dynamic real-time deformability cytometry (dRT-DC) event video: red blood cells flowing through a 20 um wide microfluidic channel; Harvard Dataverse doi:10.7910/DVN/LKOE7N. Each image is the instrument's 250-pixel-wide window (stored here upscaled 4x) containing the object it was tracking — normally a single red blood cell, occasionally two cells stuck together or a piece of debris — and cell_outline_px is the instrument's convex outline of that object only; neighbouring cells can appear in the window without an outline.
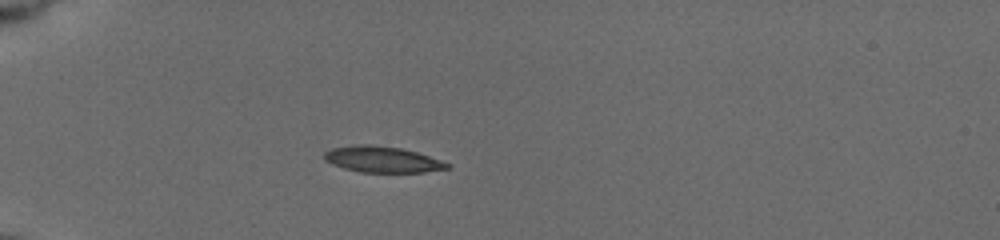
{"species": "common noctule bat (a hibernating species)", "species_latin": "Nyctalus noctula", "temperature_condition": "cold", "stored_images_in_passage": 39, "camera_frame_rate_fps": 3000, "um_per_image_px": 0.085, "animal": {"sex": "female", "body_mass_g": 19.5, "forearm_length_mm": 54.1}, "frame": {"image": 1, "passage_image": 1, "time_ms": 0.0, "image_size_px": [1000, 240], "cell_outline_px": [[452, 164], [448, 168], [424, 172], [360, 172], [344, 168], [332, 164], [324, 160], [324, 152], [332, 148], [352, 144], [372, 144], [400, 148], [416, 152]], "centroid_in_image_um": [32.45, 13.54], "position_along_channel_um": 52.5, "area_um2": 18.67}}
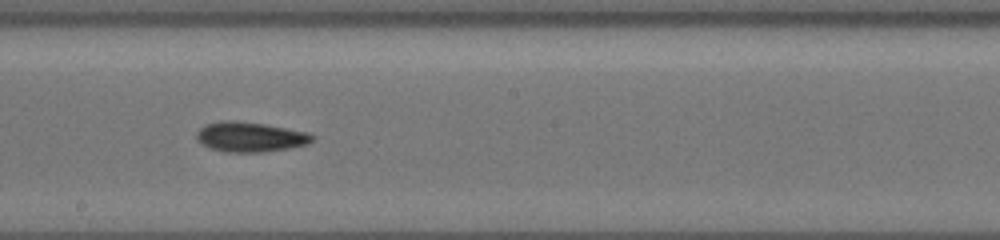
{"frame": {"image": 2, "passage_image": 17, "time_ms": 5.333, "image_size_px": [1000, 240], "cell_outline_px": [[312, 140], [308, 144], [288, 148], [264, 152], [224, 152], [212, 148], [196, 140], [196, 132], [200, 128], [208, 124], [220, 120], [228, 120], [264, 124], [308, 132], [312, 136]], "centroid_in_image_um": [21.24, 11.64], "position_along_channel_um": 227.0, "area_um2": 19.94}}
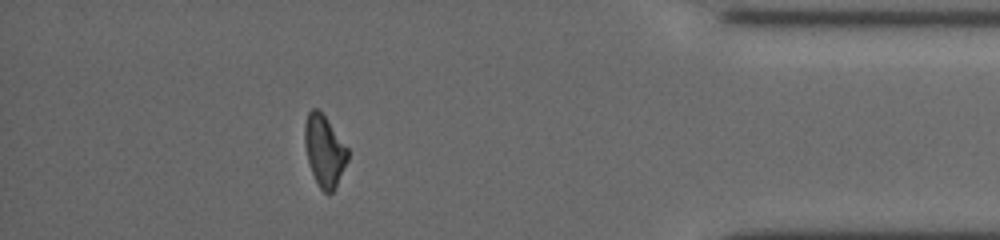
{"frame": {"image": 3, "passage_image": 34, "time_ms": 11.0, "image_size_px": [1000, 240], "cell_outline_px": [[348, 160], [332, 192], [328, 196], [320, 188], [312, 172], [308, 160], [304, 144], [304, 124], [308, 112], [312, 108], [316, 108], [324, 116], [348, 148]], "centroid_in_image_um": [27.55, 12.81], "position_along_channel_um": 407.6, "area_um2": 17.57}, "authors_computed_cell_mechanics": {"area_um2": 19.1318, "velocity_mm_per_s": 3.7646, "shape_relaxation_time_tau1_ms": 3.9224, "shape_relaxation_time_tau2_ms": 4.4451, "deformation_change_tau1": 0.1462, "deformation_change_tau2": 0.1192}}